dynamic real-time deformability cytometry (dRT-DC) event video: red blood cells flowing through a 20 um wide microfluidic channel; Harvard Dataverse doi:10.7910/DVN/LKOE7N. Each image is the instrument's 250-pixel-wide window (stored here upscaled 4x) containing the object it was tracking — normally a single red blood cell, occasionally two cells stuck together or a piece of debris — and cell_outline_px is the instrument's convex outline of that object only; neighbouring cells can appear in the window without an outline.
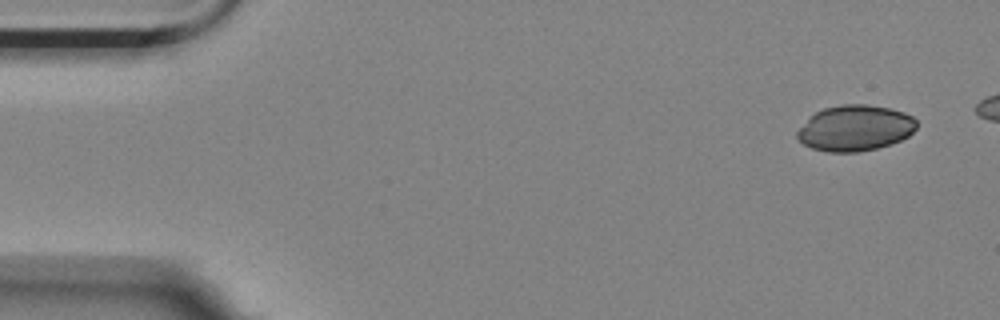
{"species": "Egyptian fruit bat (a non-hibernating species)", "species_latin": "Rousettus aegyptiacus", "temperature_condition": "room temperature", "stored_images_in_passage": 5, "camera_frame_rate_fps": 3000, "um_per_image_px": 0.085, "animal": {"sex": "female"}, "frame": {"image": 1, "passage_image": 1, "time_ms": 0.0, "image_size_px": [1000, 320], "cell_outline_px": [[916, 128], [908, 136], [892, 144], [876, 148], [856, 152], [828, 152], [812, 148], [796, 140], [796, 132], [816, 112], [824, 108], [840, 104], [868, 104], [888, 108], [904, 112], [912, 116], [916, 120]], "centroid_in_image_um": [72.68, 10.89], "position_along_channel_um": 12.3, "area_um2": 31.79}}